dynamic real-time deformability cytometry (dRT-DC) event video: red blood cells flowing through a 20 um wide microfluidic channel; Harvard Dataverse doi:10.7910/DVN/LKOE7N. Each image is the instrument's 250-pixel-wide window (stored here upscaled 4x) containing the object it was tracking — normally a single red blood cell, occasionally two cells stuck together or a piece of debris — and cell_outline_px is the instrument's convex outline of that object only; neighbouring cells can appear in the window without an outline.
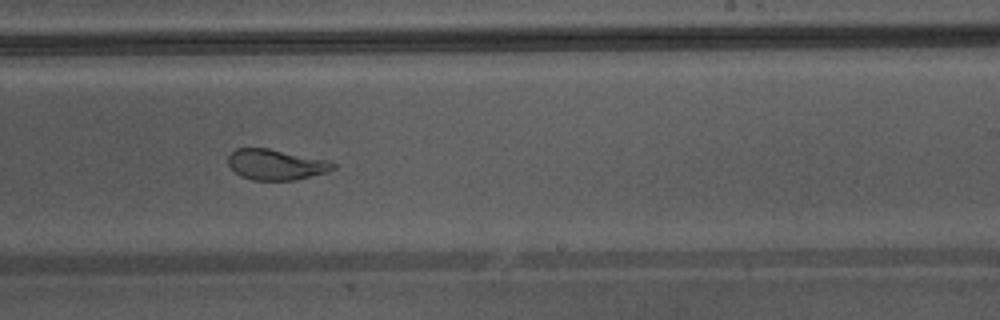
{"species": "Egyptian fruit bat (a non-hibernating species)", "species_latin": "Rousettus aegyptiacus", "temperature_condition": "warm", "stored_images_in_passage": 41, "camera_frame_rate_fps": 3000, "um_per_image_px": 0.085, "animal": {"sex": "male"}, "frame": {"image": 1, "passage_image": 24, "time_ms": 7.667, "image_size_px": [1000, 320], "cell_outline_px": [[336, 168], [324, 172], [296, 180], [252, 180], [240, 176], [228, 164], [228, 156], [236, 148], [268, 148], [332, 160], [336, 164]], "centroid_in_image_um": [23.48, 13.98], "position_along_channel_um": 265.5, "area_um2": 18.84}, "authors_computed_cell_mechanics": {"area_um2": 22.1952, "velocity_mm_per_s": 4.348, "shape_relaxation_time_tau1_ms": 4.5454, "shape_relaxation_time_tau2_ms": 0.6458, "deformation_change_tau1": 0.1789, "deformation_change_tau2": 0.0578}}